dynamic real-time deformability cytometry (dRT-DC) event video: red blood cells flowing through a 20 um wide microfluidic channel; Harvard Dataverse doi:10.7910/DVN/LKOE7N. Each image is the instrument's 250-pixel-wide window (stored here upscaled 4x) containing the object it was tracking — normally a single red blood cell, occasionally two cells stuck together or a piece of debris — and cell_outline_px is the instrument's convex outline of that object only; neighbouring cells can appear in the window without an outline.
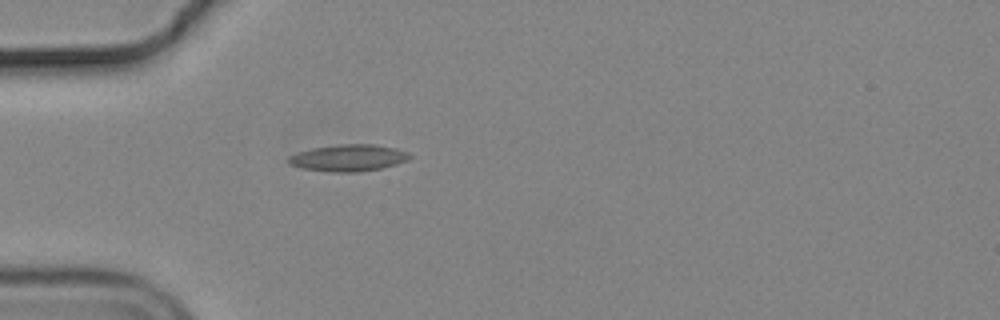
{"species": "common noctule bat (a hibernating species)", "species_latin": "Nyctalus noctula", "temperature_condition": "cold", "stored_images_in_passage": 6, "camera_frame_rate_fps": 3000, "um_per_image_px": 0.085, "animal": {"sex": "male", "body_mass_g": 19.2, "forearm_length_mm": 51.8}, "frame": {"image": 1, "passage_image": 1, "time_ms": 0.0, "image_size_px": [1000, 320], "cell_outline_px": [[412, 156], [408, 160], [396, 164], [380, 168], [356, 172], [328, 172], [300, 168], [288, 164], [288, 156], [296, 152], [312, 148], [340, 144], [372, 144], [396, 148], [408, 152]], "centroid_in_image_um": [29.58, 13.42], "position_along_channel_um": 55.4, "area_um2": 19.02}}
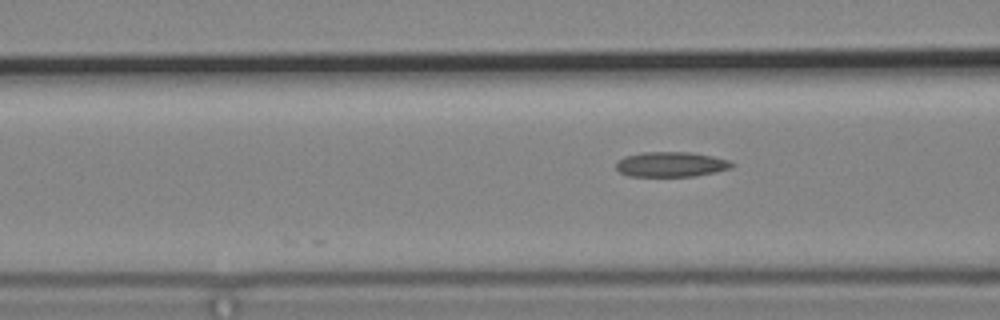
{"frame": {"image": 2, "passage_image": 6, "time_ms": 1.667, "image_size_px": [1000, 320], "cell_outline_px": [[736, 164], [732, 168], [716, 172], [692, 176], [628, 176], [620, 172], [616, 168], [616, 164], [624, 156], [640, 152], [692, 152], [732, 160]], "centroid_in_image_um": [57.09, 13.96], "position_along_channel_um": 109.5, "area_um2": 17.05}}